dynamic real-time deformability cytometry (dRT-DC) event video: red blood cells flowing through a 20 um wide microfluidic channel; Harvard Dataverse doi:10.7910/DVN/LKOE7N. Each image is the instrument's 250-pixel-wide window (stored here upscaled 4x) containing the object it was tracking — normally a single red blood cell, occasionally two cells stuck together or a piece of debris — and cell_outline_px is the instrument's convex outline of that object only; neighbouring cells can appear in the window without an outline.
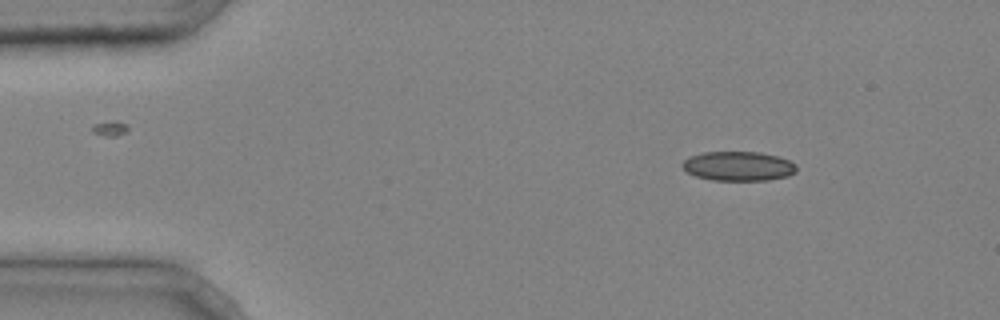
{"species": "common noctule bat (a hibernating species)", "species_latin": "Nyctalus noctula", "temperature_condition": "cold", "stored_images_in_passage": 3, "camera_frame_rate_fps": 3000, "um_per_image_px": 0.085, "animal": {"sex": "male", "body_mass_g": 20.4}, "frame": {"image": 1, "passage_image": 1, "time_ms": 0.0, "image_size_px": [1000, 320], "cell_outline_px": [[796, 172], [788, 176], [768, 180], [712, 180], [696, 176], [688, 172], [680, 164], [688, 156], [704, 152], [760, 152], [776, 156], [788, 160], [796, 164]], "centroid_in_image_um": [62.75, 14.12], "position_along_channel_um": 22.3, "area_um2": 19.54}}
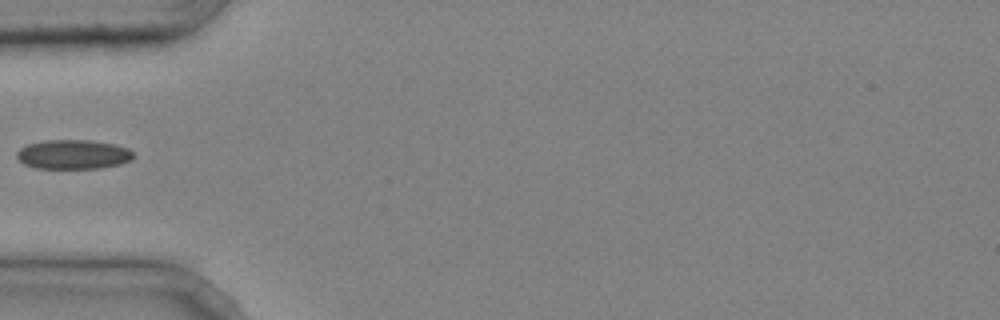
{"frame": {"image": 2, "passage_image": 3, "time_ms": 0.667, "image_size_px": [1000, 320], "cell_outline_px": [[136, 156], [132, 160], [120, 164], [100, 168], [36, 168], [24, 164], [16, 156], [16, 152], [20, 148], [28, 144], [44, 140], [92, 140], [112, 144], [128, 148]], "centroid_in_image_um": [6.23, 13.12], "position_along_channel_um": 78.8, "area_um2": 20.0}}